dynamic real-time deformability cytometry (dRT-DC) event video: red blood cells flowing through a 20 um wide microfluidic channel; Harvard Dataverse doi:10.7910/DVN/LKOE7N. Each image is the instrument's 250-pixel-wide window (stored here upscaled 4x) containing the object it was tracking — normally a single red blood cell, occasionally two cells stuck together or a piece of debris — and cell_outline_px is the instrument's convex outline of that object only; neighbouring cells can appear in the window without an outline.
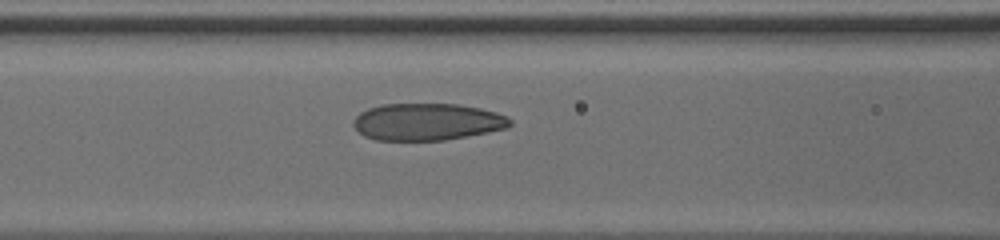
{"species": "human", "species_latin": "Homo sapiens", "temperature_condition": "cold", "stored_images_in_passage": 9, "segment_of_instrument_passage": [1, 2], "camera_frame_rate_fps": 3000, "um_per_image_px": 0.085, "donor": {"sex": "male"}, "frame": {"image": 1, "passage_image": 8, "time_ms": 6.0, "image_size_px": [1000, 240], "cell_outline_px": [[512, 124], [504, 128], [488, 132], [444, 140], [376, 140], [364, 136], [352, 124], [352, 120], [360, 112], [368, 108], [380, 104], [456, 104], [480, 108], [496, 112], [508, 116], [512, 120]], "centroid_in_image_um": [36.29, 10.35], "position_along_channel_um": 130.3, "area_um2": 33.81}}